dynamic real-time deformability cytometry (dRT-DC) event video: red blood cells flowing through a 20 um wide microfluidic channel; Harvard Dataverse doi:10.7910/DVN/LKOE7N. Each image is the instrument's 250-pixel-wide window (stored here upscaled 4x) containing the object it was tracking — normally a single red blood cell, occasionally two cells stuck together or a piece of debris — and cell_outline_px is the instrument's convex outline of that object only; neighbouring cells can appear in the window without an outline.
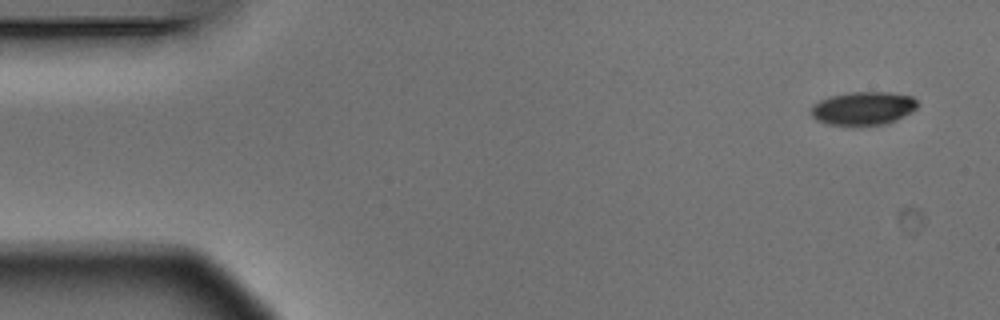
{"species": "Egyptian fruit bat (a non-hibernating species)", "species_latin": "Rousettus aegyptiacus", "temperature_condition": "warm", "stored_images_in_passage": 6, "camera_frame_rate_fps": 3000, "um_per_image_px": 0.085, "animal": {"sex": "male"}, "frame": {"image": 1, "passage_image": 1, "time_ms": 0.0, "image_size_px": [1000, 320], "cell_outline_px": [[916, 108], [912, 112], [896, 120], [884, 124], [824, 124], [816, 120], [812, 116], [812, 104], [828, 96], [848, 92], [892, 92], [912, 96], [916, 100]], "centroid_in_image_um": [73.36, 9.18], "position_along_channel_um": 11.6, "area_um2": 20.58}}
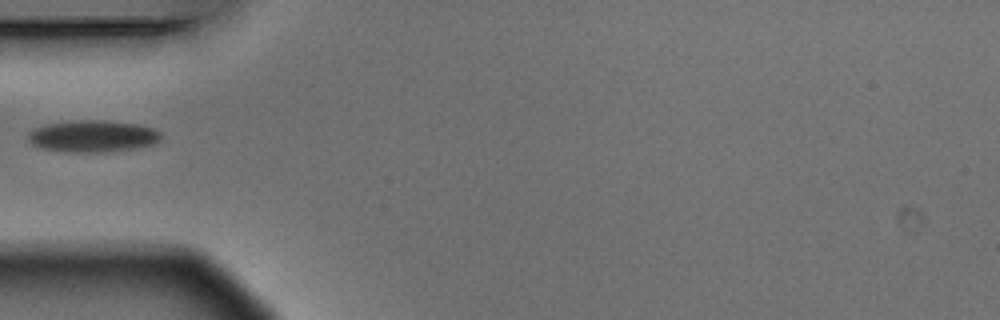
{"frame": {"image": 2, "passage_image": 5, "time_ms": 1.333, "image_size_px": [1000, 320], "cell_outline_px": [[160, 140], [152, 144], [136, 148], [104, 152], [64, 152], [40, 148], [32, 144], [28, 140], [28, 132], [44, 124], [80, 120], [104, 120], [136, 124], [152, 128], [160, 132]], "centroid_in_image_um": [7.84, 11.58], "position_along_channel_um": 77.2, "area_um2": 24.62}}
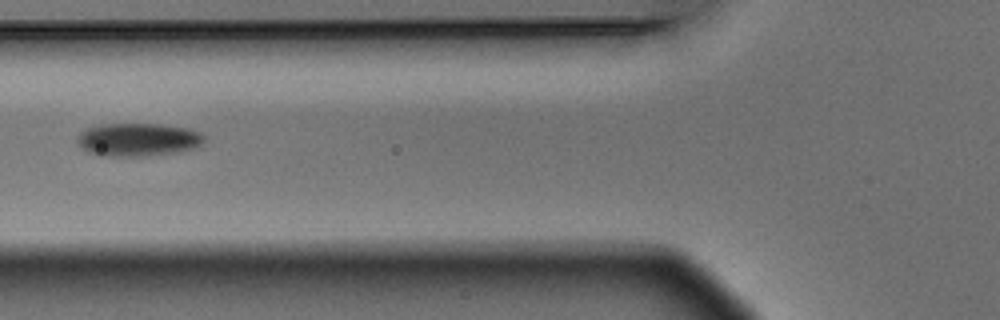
{"frame": {"image": 3, "passage_image": 6, "time_ms": 1.667, "image_size_px": [1000, 320], "cell_outline_px": [[208, 136], [204, 144], [196, 148], [176, 152], [140, 156], [112, 156], [88, 152], [76, 140], [76, 136], [84, 128], [100, 124], [160, 124], [188, 128], [200, 132]], "centroid_in_image_um": [11.79, 11.85], "position_along_channel_um": 114.0, "area_um2": 24.68}}